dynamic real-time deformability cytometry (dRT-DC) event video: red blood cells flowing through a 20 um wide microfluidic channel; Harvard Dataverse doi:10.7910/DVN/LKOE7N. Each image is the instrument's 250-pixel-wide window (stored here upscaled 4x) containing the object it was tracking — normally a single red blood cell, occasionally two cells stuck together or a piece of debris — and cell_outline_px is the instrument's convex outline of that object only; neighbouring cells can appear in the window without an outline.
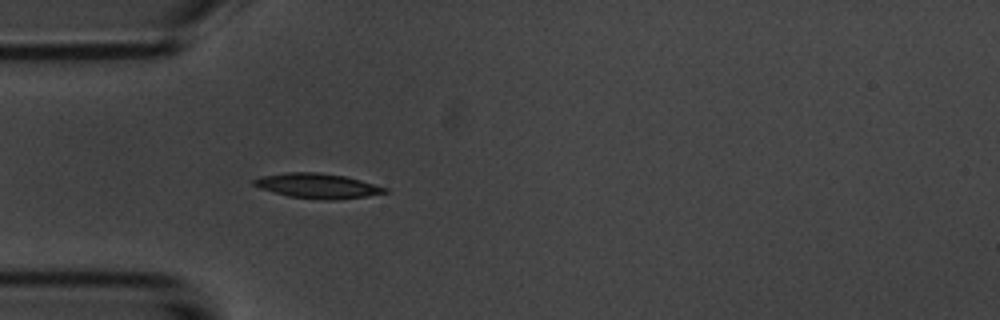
{"species": "common noctule bat (a hibernating species)", "species_latin": "Nyctalus noctula", "temperature_condition": "room temperature", "stored_images_in_passage": 53, "camera_frame_rate_fps": 3000, "um_per_image_px": 0.085, "animal": {"sex": "male", "body_mass_g": 20.1, "forearm_length_mm": 53.5}, "frame": {"image": 1, "passage_image": 15, "time_ms": 4.667, "image_size_px": [1000, 320], "cell_outline_px": [[388, 192], [368, 196], [336, 200], [320, 200], [288, 196], [260, 188], [252, 184], [252, 180], [260, 176], [288, 172], [320, 172], [344, 176], [360, 180], [388, 188]], "centroid_in_image_um": [26.98, 15.8], "position_along_channel_um": 58.0, "area_um2": 19.07}}
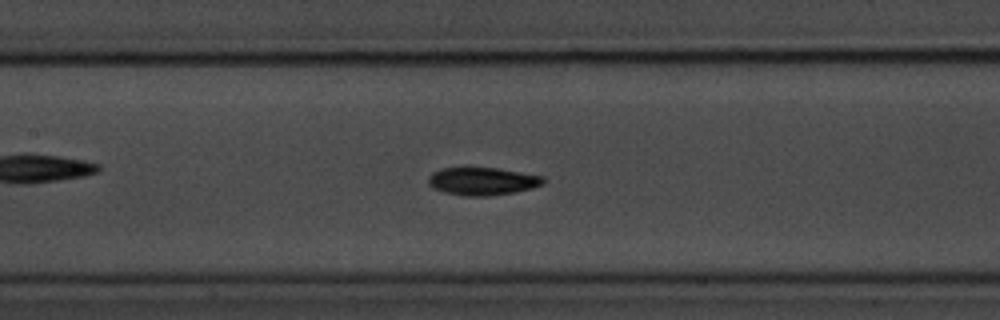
{"frame": {"image": 2, "passage_image": 24, "time_ms": 7.667, "image_size_px": [1000, 320], "cell_outline_px": [[544, 184], [532, 188], [512, 192], [488, 196], [464, 196], [444, 192], [432, 188], [428, 184], [428, 176], [432, 172], [440, 168], [496, 168], [544, 176]], "centroid_in_image_um": [40.97, 15.4], "position_along_channel_um": 166.4, "area_um2": 18.61}}
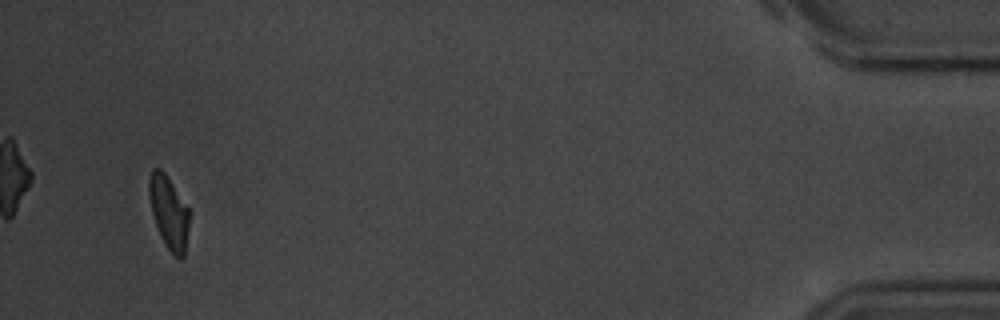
{"frame": {"image": 3, "passage_image": 51, "time_ms": 16.667, "image_size_px": [1000, 320], "cell_outline_px": [[188, 228], [184, 256], [180, 260], [168, 248], [160, 236], [152, 212], [148, 196], [148, 180], [152, 168], [160, 168], [164, 172], [188, 208]], "centroid_in_image_um": [14.32, 18.02], "position_along_channel_um": 420.9, "area_um2": 16.7}, "authors_computed_cell_mechanics": {"area_um2": 17.9758, "velocity_mm_per_s": 3.7015, "shape_relaxation_time_tau1_ms": 2.611, "shape_relaxation_time_tau2_ms": null, "deformation_change_tau1": 0.1488, "deformation_change_tau2": null}}